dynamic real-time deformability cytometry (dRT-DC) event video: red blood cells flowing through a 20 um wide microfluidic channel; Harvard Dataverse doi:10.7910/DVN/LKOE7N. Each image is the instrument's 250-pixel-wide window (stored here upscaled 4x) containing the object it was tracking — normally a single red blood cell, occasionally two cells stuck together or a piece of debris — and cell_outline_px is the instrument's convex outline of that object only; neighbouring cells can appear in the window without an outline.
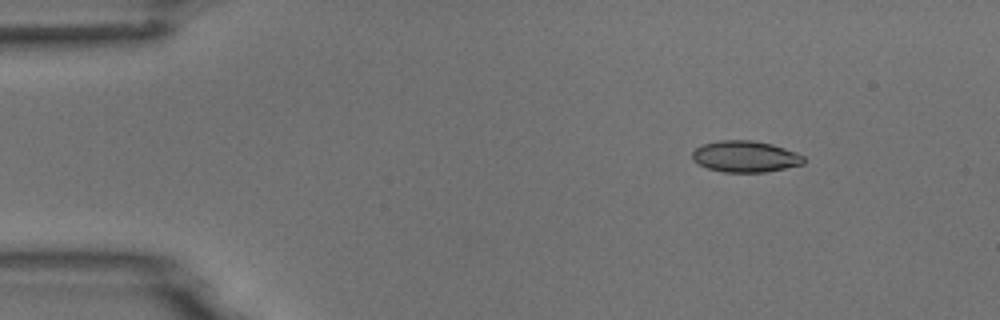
{"species": "common noctule bat (a hibernating species)", "species_latin": "Nyctalus noctula", "temperature_condition": "room temperature", "stored_images_in_passage": 6, "camera_frame_rate_fps": 3000, "um_per_image_px": 0.085, "animal": {"sex": "male", "body_mass_g": 18.8}, "frame": {"image": 1, "passage_image": 2, "time_ms": 1.333, "image_size_px": [1000, 320], "cell_outline_px": [[804, 164], [764, 172], [724, 172], [708, 168], [692, 160], [692, 152], [696, 148], [704, 144], [720, 140], [752, 140], [772, 144], [796, 152], [804, 156]], "centroid_in_image_um": [63.35, 13.3], "position_along_channel_um": 21.6, "area_um2": 20.23}}
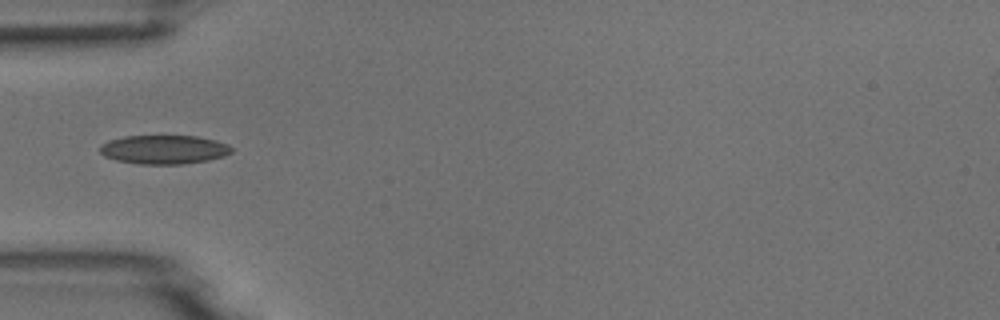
{"frame": {"image": 2, "passage_image": 5, "time_ms": 4.667, "image_size_px": [1000, 320], "cell_outline_px": [[232, 152], [224, 156], [208, 160], [184, 164], [140, 164], [116, 160], [104, 156], [100, 152], [100, 144], [108, 140], [124, 136], [200, 136], [216, 140], [228, 144], [232, 148]], "centroid_in_image_um": [13.94, 12.7], "position_along_channel_um": 71.1, "area_um2": 22.31}}